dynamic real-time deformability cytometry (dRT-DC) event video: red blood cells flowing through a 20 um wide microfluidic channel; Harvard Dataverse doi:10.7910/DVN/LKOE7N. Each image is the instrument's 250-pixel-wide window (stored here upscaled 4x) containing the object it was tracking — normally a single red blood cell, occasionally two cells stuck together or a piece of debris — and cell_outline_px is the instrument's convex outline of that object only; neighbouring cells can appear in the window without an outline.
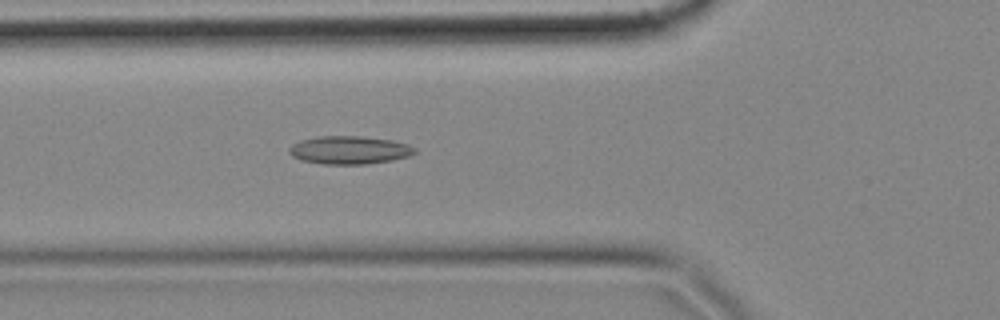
{"species": "common noctule bat (a hibernating species)", "species_latin": "Nyctalus noctula", "temperature_condition": "cold", "stored_images_in_passage": 58, "camera_frame_rate_fps": 3000, "um_per_image_px": 0.085, "animal": {"sex": "female", "body_mass_g": 18.4}, "frame": {"image": 1, "passage_image": 20, "time_ms": 6.333, "image_size_px": [1000, 320], "cell_outline_px": [[416, 152], [408, 156], [392, 160], [364, 164], [324, 164], [300, 160], [292, 156], [288, 152], [288, 148], [292, 144], [300, 140], [320, 136], [360, 136], [392, 140], [408, 144], [416, 148]], "centroid_in_image_um": [29.67, 12.75], "position_along_channel_um": 96.1, "area_um2": 20.58}}
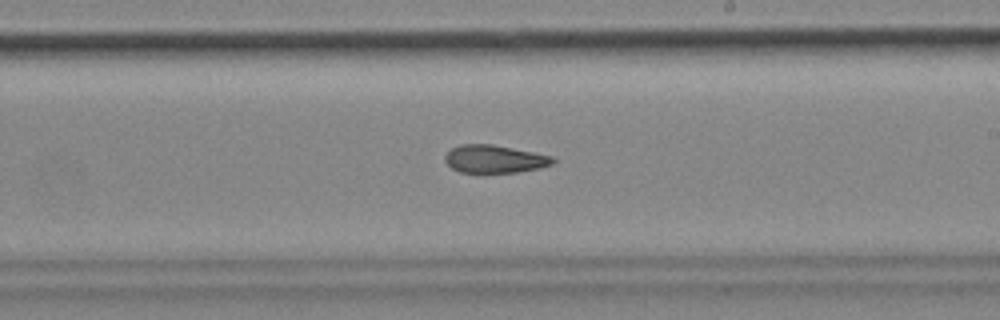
{"frame": {"image": 2, "passage_image": 33, "time_ms": 10.667, "image_size_px": [1000, 320], "cell_outline_px": [[556, 160], [552, 164], [540, 168], [516, 172], [460, 172], [452, 168], [444, 160], [444, 156], [452, 148], [460, 144], [492, 144], [552, 156]], "centroid_in_image_um": [42.02, 13.51], "position_along_channel_um": 247.0, "area_um2": 17.34}}
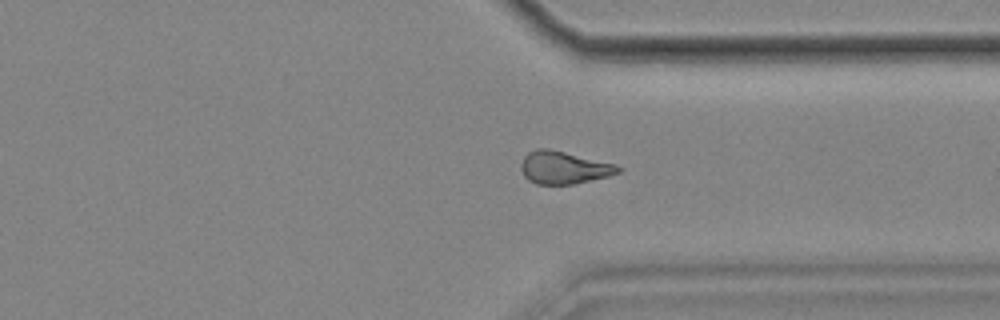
{"frame": {"image": 3, "passage_image": 43, "time_ms": 14.0, "image_size_px": [1000, 320], "cell_outline_px": [[624, 168], [620, 172], [608, 176], [572, 184], [536, 184], [528, 180], [524, 176], [520, 168], [520, 164], [524, 156], [528, 152], [536, 148], [548, 148], [616, 164]], "centroid_in_image_um": [47.91, 14.24], "position_along_channel_um": 363.5, "area_um2": 18.5}, "authors_computed_cell_mechanics": {"area_um2": 18.7272, "velocity_mm_per_s": 3.4924, "shape_relaxation_time_tau1_ms": null, "shape_relaxation_time_tau2_ms": 5.194, "deformation_change_tau1": null, "deformation_change_tau2": 0.1316}}